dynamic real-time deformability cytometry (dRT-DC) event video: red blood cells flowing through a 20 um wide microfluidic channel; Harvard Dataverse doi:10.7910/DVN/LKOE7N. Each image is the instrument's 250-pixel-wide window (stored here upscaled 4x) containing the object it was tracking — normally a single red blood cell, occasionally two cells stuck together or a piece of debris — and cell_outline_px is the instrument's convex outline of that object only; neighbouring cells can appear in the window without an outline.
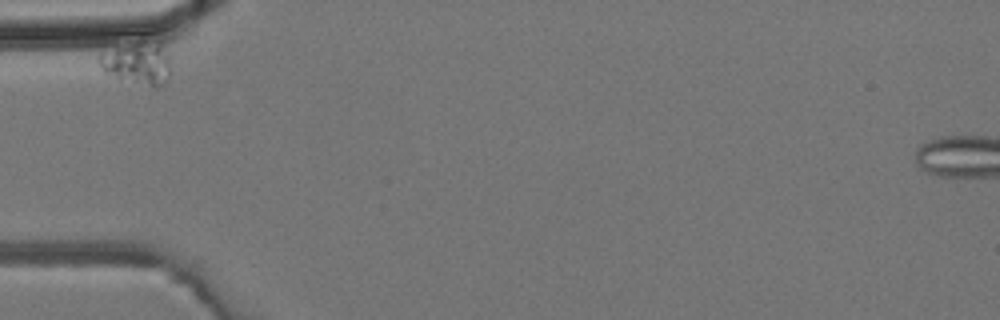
{"species": "common noctule bat (a hibernating species)", "species_latin": "Nyctalus noctula", "temperature_condition": "room temperature", "stored_images_in_passage": 31, "camera_frame_rate_fps": 3000, "um_per_image_px": 0.085, "animal": {"sex": "male", "body_mass_g": 19.2, "forearm_length_mm": 51.8}, "frame": {"image": 1, "passage_image": 1, "time_ms": 0.0, "image_size_px": [1000, 320], "cell_outline_px": [[168, 76], [164, 84], [156, 88], [116, 76], [104, 72], [100, 68], [100, 52], [116, 48], [160, 44], [168, 60]], "centroid_in_image_um": [11.65, 5.46], "position_along_channel_um": 73.3, "area_um2": 16.01}}
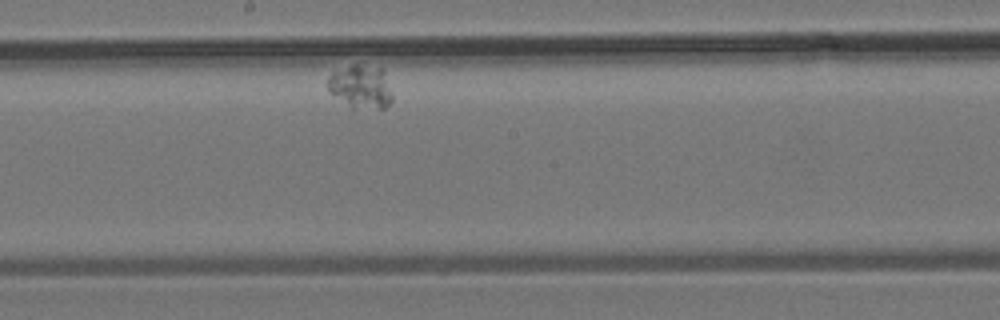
{"frame": {"image": 2, "passage_image": 17, "time_ms": 5.333, "image_size_px": [1000, 320], "cell_outline_px": [[392, 100], [384, 108], [352, 108], [328, 92], [328, 76], [332, 72], [352, 64], [356, 64], [380, 68], [392, 96]], "centroid_in_image_um": [30.6, 7.38], "position_along_channel_um": 217.6, "area_um2": 15.95}}
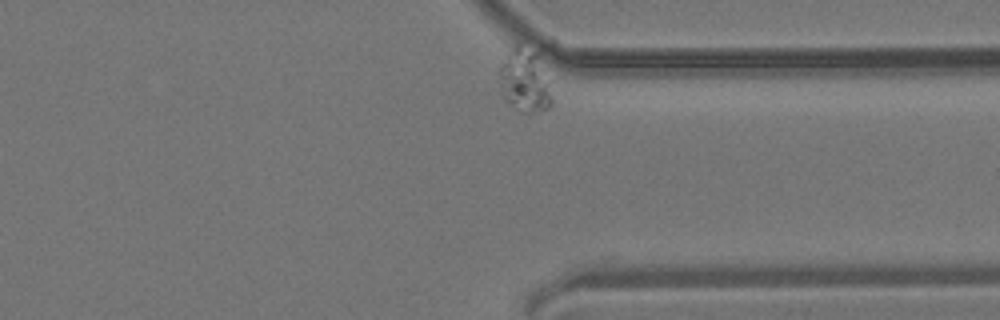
{"frame": {"image": 3, "passage_image": 30, "time_ms": 9.667, "image_size_px": [1000, 320], "cell_outline_px": [[552, 100], [548, 108], [532, 112], [524, 112], [504, 100], [500, 92], [500, 64], [508, 52], [516, 44], [536, 52]], "centroid_in_image_um": [44.53, 6.86], "position_along_channel_um": 366.9, "area_um2": 18.44}}